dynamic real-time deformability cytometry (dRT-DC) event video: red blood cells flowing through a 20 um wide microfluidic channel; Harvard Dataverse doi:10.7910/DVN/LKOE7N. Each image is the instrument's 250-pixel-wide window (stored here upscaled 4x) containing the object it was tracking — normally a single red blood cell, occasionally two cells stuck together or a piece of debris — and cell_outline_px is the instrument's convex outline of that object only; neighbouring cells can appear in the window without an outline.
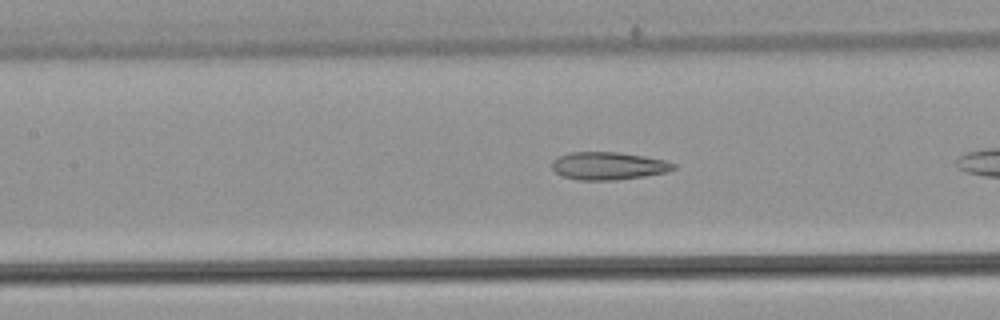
{"species": "common noctule bat (a hibernating species)", "species_latin": "Nyctalus noctula", "temperature_condition": "warm", "stored_images_in_passage": 9, "camera_frame_rate_fps": 3000, "um_per_image_px": 0.085, "animal": {"sex": "male", "body_mass_g": 21.5, "forearm_length_mm": 52.0}, "frame": {"image": 1, "passage_image": 8, "time_ms": 2.333, "image_size_px": [1000, 320], "cell_outline_px": [[676, 168], [668, 172], [644, 176], [616, 180], [576, 180], [564, 176], [556, 172], [552, 168], [552, 160], [556, 156], [572, 152], [616, 152], [644, 156], [664, 160], [676, 164]], "centroid_in_image_um": [51.7, 14.1], "position_along_channel_um": 155.7, "area_um2": 19.71}}